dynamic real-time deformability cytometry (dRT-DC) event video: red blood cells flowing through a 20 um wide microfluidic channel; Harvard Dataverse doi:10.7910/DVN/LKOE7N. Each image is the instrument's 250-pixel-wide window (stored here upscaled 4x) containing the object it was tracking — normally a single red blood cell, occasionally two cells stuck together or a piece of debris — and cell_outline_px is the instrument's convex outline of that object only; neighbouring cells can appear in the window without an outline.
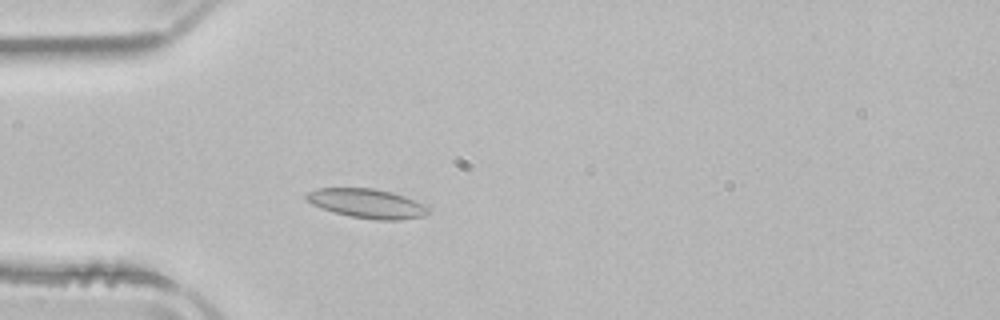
{"species": "common noctule bat (a hibernating species)", "species_latin": "Nyctalus noctula", "temperature_condition": "room temperature", "stored_images_in_passage": 41, "camera_frame_rate_fps": 3000, "um_per_image_px": 0.085, "animal": {"sex": "male", "body_mass_g": 21.5, "forearm_length_mm": 52.0}, "frame": {"image": 1, "passage_image": 4, "time_ms": 1.0, "image_size_px": [1000, 320], "cell_outline_px": [[432, 208], [424, 216], [400, 220], [376, 220], [352, 216], [336, 212], [312, 204], [304, 200], [304, 196], [308, 192], [316, 188], [372, 188], [392, 192], [404, 196], [424, 204]], "centroid_in_image_um": [31.22, 17.29], "position_along_channel_um": 53.8, "area_um2": 20.75}}
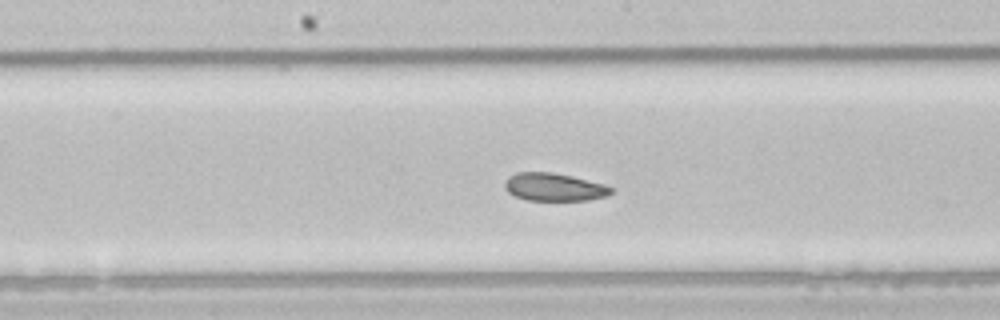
{"frame": {"image": 2, "passage_image": 16, "time_ms": 5.0, "image_size_px": [1000, 320], "cell_outline_px": [[612, 192], [608, 196], [588, 200], [528, 200], [516, 196], [508, 192], [504, 188], [504, 184], [508, 176], [516, 172], [552, 172], [572, 176], [604, 184], [612, 188]], "centroid_in_image_um": [47.09, 15.89], "position_along_channel_um": 201.1, "area_um2": 17.28}}
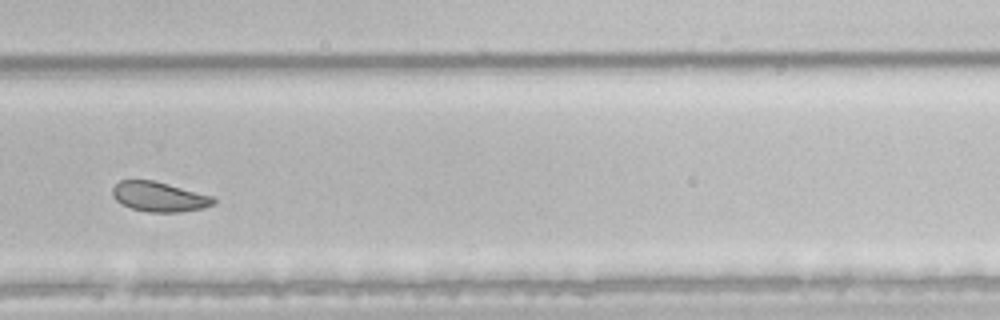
{"frame": {"image": 3, "passage_image": 25, "time_ms": 8.0, "image_size_px": [1000, 320], "cell_outline_px": [[216, 204], [204, 208], [180, 212], [148, 212], [132, 208], [120, 204], [112, 196], [112, 188], [120, 180], [152, 180], [168, 184], [212, 196], [216, 200]], "centroid_in_image_um": [13.52, 16.73], "position_along_channel_um": 316.3, "area_um2": 17.57}, "authors_computed_cell_mechanics": {"area_um2": 18.9584, "velocity_mm_per_s": 3.8615, "shape_relaxation_time_tau1_ms": 5.8147, "shape_relaxation_time_tau2_ms": 4.1046, "deformation_change_tau1": 0.0793, "deformation_change_tau2": 0.0819}}